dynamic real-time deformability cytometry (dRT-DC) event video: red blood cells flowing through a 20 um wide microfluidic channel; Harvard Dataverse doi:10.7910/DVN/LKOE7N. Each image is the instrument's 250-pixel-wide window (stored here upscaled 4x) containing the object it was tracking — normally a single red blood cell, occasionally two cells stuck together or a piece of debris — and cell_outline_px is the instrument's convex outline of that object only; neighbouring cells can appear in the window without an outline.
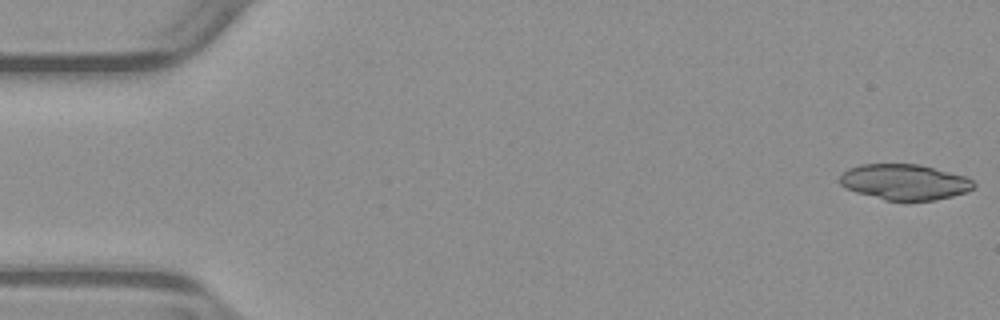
{"species": "common noctule bat (a hibernating species)", "species_latin": "Nyctalus noctula", "temperature_condition": "warm", "stored_images_in_passage": 52, "segment_of_instrument_passage": [1, 2], "camera_frame_rate_fps": 3000, "um_per_image_px": 0.085, "animal": {"sex": "male", "body_mass_g": 23.1, "forearm_length_mm": 52.7}, "frame": {"image": 1, "passage_image": 1, "time_ms": 0.0, "image_size_px": [1000, 320], "cell_outline_px": [[976, 184], [972, 188], [964, 192], [952, 196], [936, 200], [884, 200], [856, 192], [844, 188], [840, 184], [840, 176], [848, 168], [860, 164], [920, 164], [964, 176], [972, 180]], "centroid_in_image_um": [76.85, 15.46], "position_along_channel_um": 8.1, "area_um2": 27.69}}